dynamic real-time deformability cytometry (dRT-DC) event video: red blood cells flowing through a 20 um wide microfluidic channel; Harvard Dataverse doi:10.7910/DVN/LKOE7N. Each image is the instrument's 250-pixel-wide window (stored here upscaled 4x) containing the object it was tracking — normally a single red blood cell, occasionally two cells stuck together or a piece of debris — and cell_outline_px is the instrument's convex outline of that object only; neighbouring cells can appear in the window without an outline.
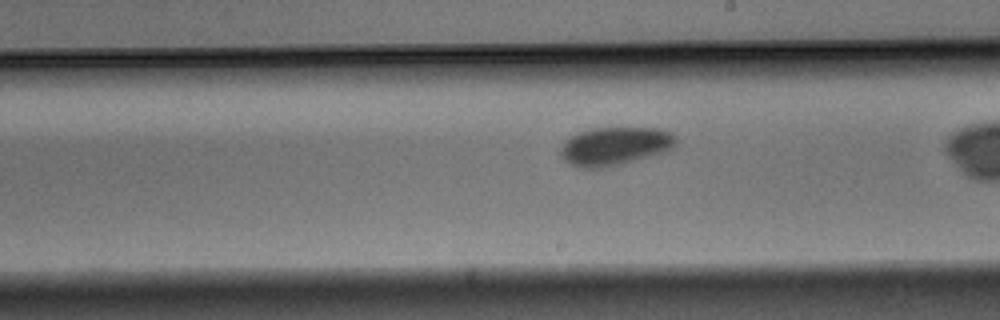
{"species": "Egyptian fruit bat (a non-hibernating species)", "species_latin": "Rousettus aegyptiacus", "temperature_condition": "warm", "stored_images_in_passage": 38, "camera_frame_rate_fps": 3000, "um_per_image_px": 0.085, "animal": {"sex": "male"}, "frame": {"image": 1, "passage_image": 27, "time_ms": 8.667, "image_size_px": [1000, 320], "cell_outline_px": [[676, 144], [668, 152], [624, 164], [604, 168], [580, 168], [564, 160], [560, 156], [560, 148], [564, 140], [580, 132], [592, 128], [660, 128], [676, 136]], "centroid_in_image_um": [52.28, 12.44], "position_along_channel_um": 236.7, "area_um2": 26.13}}